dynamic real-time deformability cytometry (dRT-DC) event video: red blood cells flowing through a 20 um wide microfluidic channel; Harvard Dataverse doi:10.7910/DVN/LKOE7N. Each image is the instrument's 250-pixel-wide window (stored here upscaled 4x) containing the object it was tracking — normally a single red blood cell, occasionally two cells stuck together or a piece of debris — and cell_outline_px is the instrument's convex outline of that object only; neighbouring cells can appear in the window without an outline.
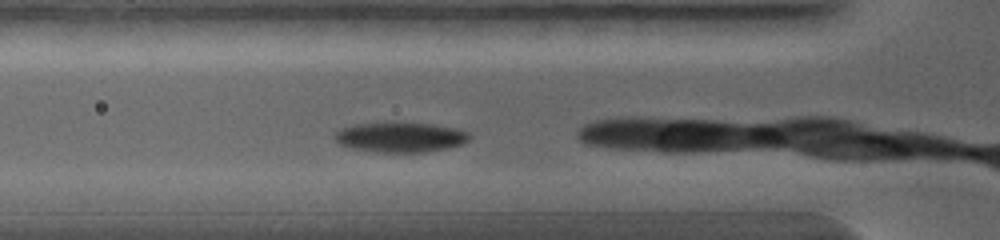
{"species": "common noctule bat (a hibernating species)", "species_latin": "Nyctalus noctula", "temperature_condition": "warm", "stored_images_in_passage": 9, "camera_frame_rate_fps": 5000, "um_per_image_px": 0.085, "animal": {"sex": "female", "body_mass_g": 19.0, "forearm_length_mm": 56.7}, "frame": {"image": 1, "passage_image": 2, "time_ms": 0.4, "image_size_px": [1000, 240], "cell_outline_px": [[472, 136], [468, 140], [460, 144], [444, 148], [424, 152], [376, 152], [352, 148], [340, 144], [332, 136], [340, 128], [356, 124], [388, 120], [432, 124], [456, 128], [468, 132]], "centroid_in_image_um": [33.98, 11.62], "position_along_channel_um": 91.8, "area_um2": 24.04}}
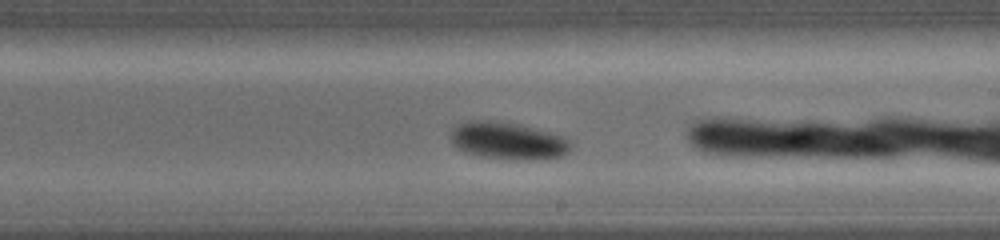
{"frame": {"image": 2, "passage_image": 8, "time_ms": 2.8, "image_size_px": [1000, 240], "cell_outline_px": [[572, 144], [568, 152], [560, 156], [480, 156], [464, 152], [456, 148], [452, 144], [452, 128], [460, 124], [472, 120], [504, 120], [520, 124], [564, 136]], "centroid_in_image_um": [43.1, 11.88], "position_along_channel_um": 245.9, "area_um2": 24.91}}